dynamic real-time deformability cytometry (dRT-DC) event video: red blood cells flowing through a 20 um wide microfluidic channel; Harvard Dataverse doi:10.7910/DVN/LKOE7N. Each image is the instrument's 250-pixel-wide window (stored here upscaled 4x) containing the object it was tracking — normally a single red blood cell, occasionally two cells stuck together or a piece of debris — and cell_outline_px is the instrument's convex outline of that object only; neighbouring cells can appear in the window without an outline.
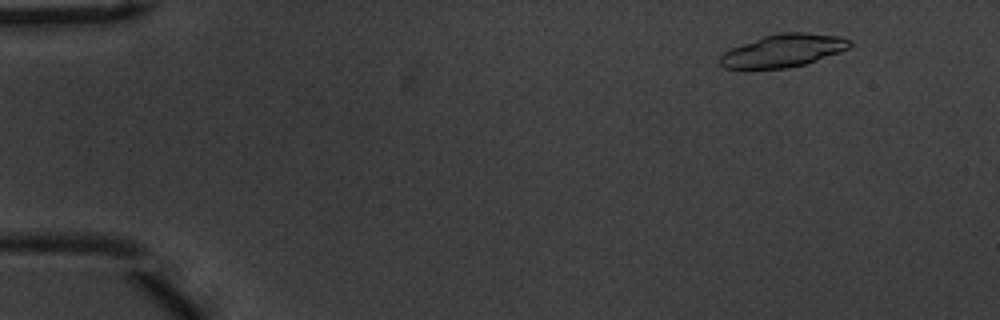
{"species": "common noctule bat (a hibernating species)", "species_latin": "Nyctalus noctula", "temperature_condition": "warm", "stored_images_in_passage": 17, "camera_frame_rate_fps": 3000, "um_per_image_px": 0.085, "animal": {"sex": "male", "body_mass_g": 20.1, "forearm_length_mm": 53.5}, "frame": {"image": 1, "passage_image": 6, "time_ms": 1.667, "image_size_px": [1000, 320], "cell_outline_px": [[852, 44], [848, 48], [840, 52], [804, 64], [788, 68], [744, 72], [724, 68], [720, 64], [720, 56], [724, 52], [732, 48], [764, 36], [780, 32], [804, 32], [840, 36], [852, 40]], "centroid_in_image_um": [66.52, 4.35], "position_along_channel_um": 18.5, "area_um2": 25.43}}